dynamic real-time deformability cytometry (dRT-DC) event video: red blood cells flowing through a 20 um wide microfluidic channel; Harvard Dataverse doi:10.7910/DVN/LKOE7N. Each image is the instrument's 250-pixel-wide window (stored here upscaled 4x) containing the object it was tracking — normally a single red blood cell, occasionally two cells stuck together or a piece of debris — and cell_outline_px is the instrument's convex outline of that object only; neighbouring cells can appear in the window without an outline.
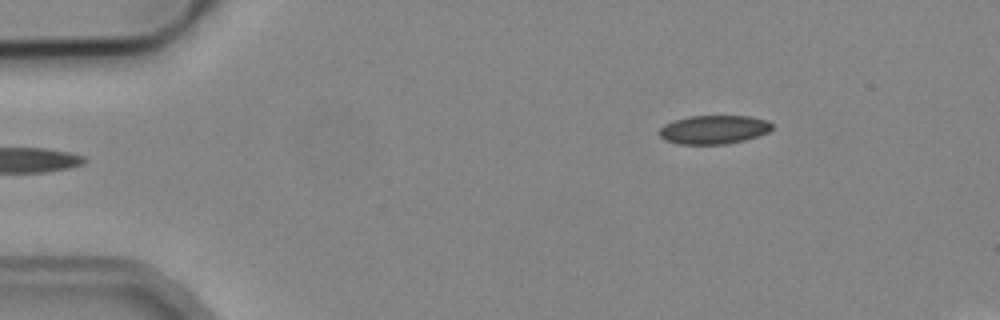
{"species": "common noctule bat (a hibernating species)", "species_latin": "Nyctalus noctula", "temperature_condition": "cold", "stored_images_in_passage": 3, "camera_frame_rate_fps": 3000, "um_per_image_px": 0.085, "animal": {"sex": "male", "body_mass_g": 19.2, "forearm_length_mm": 51.8}, "frame": {"image": 1, "passage_image": 3, "time_ms": 2.333, "image_size_px": [1000, 320], "cell_outline_px": [[772, 128], [768, 132], [744, 140], [728, 144], [680, 144], [664, 140], [656, 132], [664, 124], [688, 116], [748, 116], [768, 120], [772, 124]], "centroid_in_image_um": [60.64, 11.02], "position_along_channel_um": 24.4, "area_um2": 18.9}}